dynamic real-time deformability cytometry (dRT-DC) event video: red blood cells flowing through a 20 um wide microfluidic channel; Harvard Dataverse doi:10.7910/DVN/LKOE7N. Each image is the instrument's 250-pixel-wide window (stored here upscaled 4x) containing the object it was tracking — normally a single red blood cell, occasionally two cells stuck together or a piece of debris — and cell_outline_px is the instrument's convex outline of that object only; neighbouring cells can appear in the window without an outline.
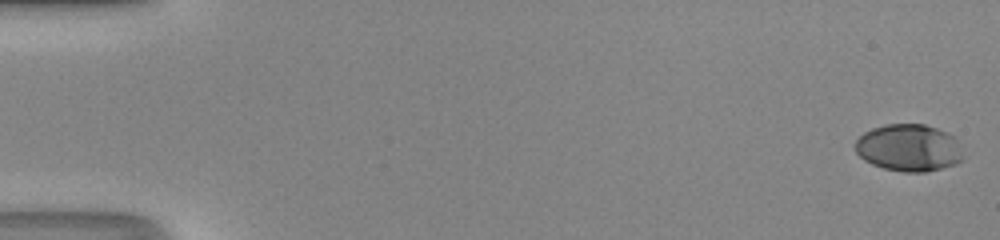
{"species": "human", "species_latin": "Homo sapiens", "temperature_condition": "room temperature", "stored_images_in_passage": 51, "camera_frame_rate_fps": 3000, "um_per_image_px": 0.085, "donor": {"sex": "male"}, "frame": {"image": 1, "passage_image": 1, "time_ms": 0.0, "image_size_px": [1000, 240], "cell_outline_px": [[964, 160], [956, 164], [928, 172], [904, 172], [884, 168], [872, 164], [864, 160], [856, 152], [852, 144], [864, 132], [872, 128], [884, 124], [924, 124], [936, 128], [956, 136]], "centroid_in_image_um": [77.25, 12.56], "position_along_channel_um": 7.8, "area_um2": 30.0}}
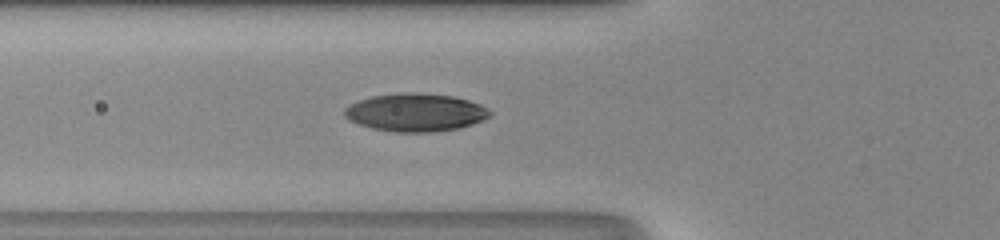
{"frame": {"image": 2, "passage_image": 20, "time_ms": 6.333, "image_size_px": [1000, 240], "cell_outline_px": [[492, 116], [484, 120], [460, 128], [432, 132], [396, 132], [372, 128], [348, 120], [344, 116], [344, 108], [360, 100], [372, 96], [404, 92], [420, 92], [452, 96], [468, 100], [480, 104], [488, 108], [492, 112]], "centroid_in_image_um": [35.36, 9.55], "position_along_channel_um": 90.4, "area_um2": 32.31}}
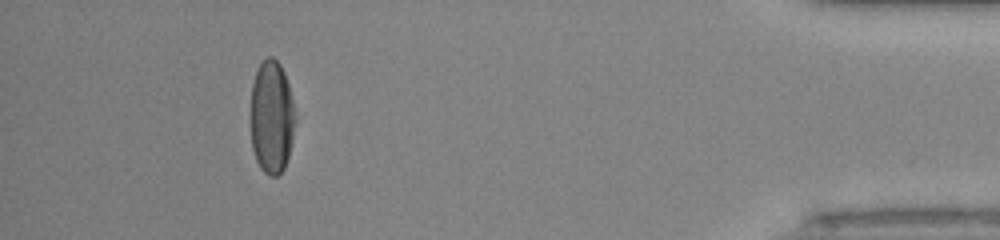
{"frame": {"image": 3, "passage_image": 47, "time_ms": 15.333, "image_size_px": [1000, 240], "cell_outline_px": [[296, 120], [288, 156], [284, 168], [276, 176], [268, 176], [260, 168], [256, 160], [252, 148], [252, 84], [256, 72], [260, 64], [268, 56], [272, 56], [280, 64], [284, 72], [288, 84], [296, 116]], "centroid_in_image_um": [23.1, 9.96], "position_along_channel_um": 412.1, "area_um2": 29.13}, "authors_computed_cell_mechanics": {"area_um2": 30.9808, "velocity_mm_per_s": 4.2039, "shape_relaxation_time_tau1_ms": 4.708, "shape_relaxation_time_tau2_ms": 0.671, "deformation_change_tau1": 0.2143, "deformation_change_tau2": 0.0433}}